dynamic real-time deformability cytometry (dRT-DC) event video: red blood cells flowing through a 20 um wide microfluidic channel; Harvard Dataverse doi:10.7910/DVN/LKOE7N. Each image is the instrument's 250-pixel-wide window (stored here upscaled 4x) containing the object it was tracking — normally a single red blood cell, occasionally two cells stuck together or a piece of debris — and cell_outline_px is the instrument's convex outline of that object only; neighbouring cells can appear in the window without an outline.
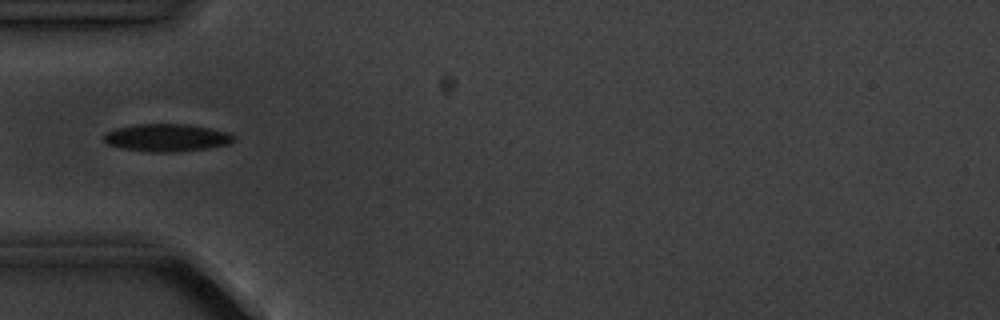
{"species": "common noctule bat (a hibernating species)", "species_latin": "Nyctalus noctula", "temperature_condition": "cold", "stored_images_in_passage": 5, "camera_frame_rate_fps": 3000, "um_per_image_px": 0.085, "animal": {"sex": "male", "body_mass_g": 20.1, "forearm_length_mm": 53.5}, "frame": {"image": 1, "passage_image": 5, "time_ms": 4.667, "image_size_px": [1000, 320], "cell_outline_px": [[236, 140], [228, 144], [208, 148], [172, 152], [148, 152], [120, 148], [108, 144], [100, 136], [104, 132], [116, 128], [136, 124], [188, 124], [212, 128], [228, 132], [236, 136]], "centroid_in_image_um": [14.16, 11.7], "position_along_channel_um": 70.8, "area_um2": 21.21}}